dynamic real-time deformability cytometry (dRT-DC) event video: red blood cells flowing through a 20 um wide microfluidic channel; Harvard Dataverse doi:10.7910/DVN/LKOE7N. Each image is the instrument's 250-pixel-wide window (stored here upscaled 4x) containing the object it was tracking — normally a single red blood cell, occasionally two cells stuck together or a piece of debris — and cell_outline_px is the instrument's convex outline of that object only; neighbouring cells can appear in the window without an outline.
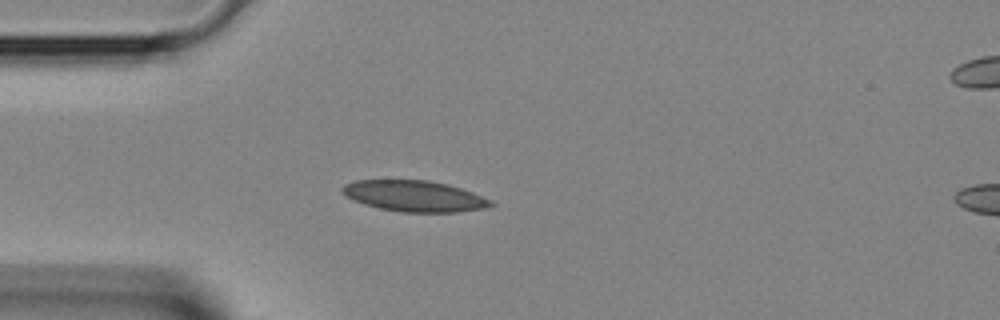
{"species": "Egyptian fruit bat (a non-hibernating species)", "species_latin": "Rousettus aegyptiacus", "temperature_condition": "room temperature", "stored_images_in_passage": 6, "camera_frame_rate_fps": 3000, "um_per_image_px": 0.085, "animal": {"sex": "female"}, "frame": {"image": 1, "passage_image": 2, "time_ms": 0.333, "image_size_px": [1000, 320], "cell_outline_px": [[496, 204], [484, 208], [456, 212], [400, 212], [380, 208], [364, 204], [352, 200], [344, 196], [340, 192], [340, 188], [344, 184], [356, 180], [428, 180], [448, 184], [472, 192], [492, 200]], "centroid_in_image_um": [35.18, 16.66], "position_along_channel_um": 49.8, "area_um2": 26.99}}